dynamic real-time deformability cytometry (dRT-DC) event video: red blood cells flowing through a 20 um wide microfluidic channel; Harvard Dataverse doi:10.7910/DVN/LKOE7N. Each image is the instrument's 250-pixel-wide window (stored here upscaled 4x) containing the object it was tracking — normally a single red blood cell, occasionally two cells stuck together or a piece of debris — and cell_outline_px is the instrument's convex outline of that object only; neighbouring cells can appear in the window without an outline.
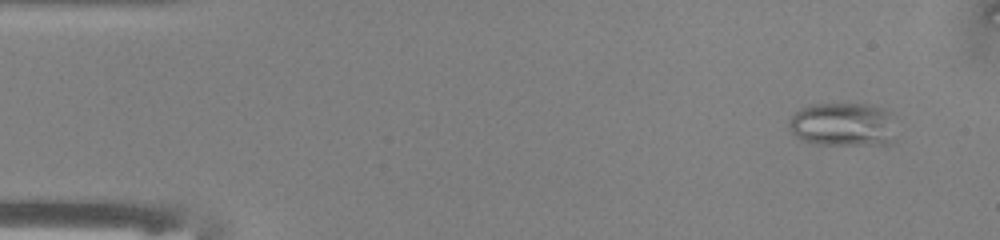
{"species": "common noctule bat (a hibernating species)", "species_latin": "Nyctalus noctula", "temperature_condition": "warm", "stored_images_in_passage": 47, "camera_frame_rate_fps": 3000, "um_per_image_px": 0.085, "animal": {"sex": "male", "body_mass_g": 13.0, "forearm_length_mm": 53.1}, "frame": {"image": 1, "passage_image": 4, "time_ms": 1.0, "image_size_px": [1000, 240], "cell_outline_px": [[896, 140], [888, 144], [816, 144], [800, 140], [792, 132], [788, 124], [788, 120], [800, 108], [808, 104], [872, 104], [884, 108], [888, 112]], "centroid_in_image_um": [71.62, 10.57], "position_along_channel_um": 13.4, "area_um2": 27.34}}
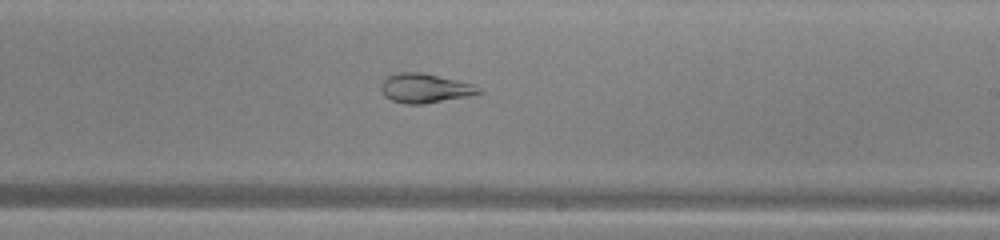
{"frame": {"image": 2, "passage_image": 30, "time_ms": 9.667, "image_size_px": [1000, 240], "cell_outline_px": [[484, 92], [468, 96], [424, 104], [404, 104], [392, 100], [384, 96], [380, 88], [380, 84], [388, 76], [396, 72], [420, 72], [456, 80], [472, 84], [480, 88]], "centroid_in_image_um": [36.09, 7.5], "position_along_channel_um": 252.9, "area_um2": 16.65}}
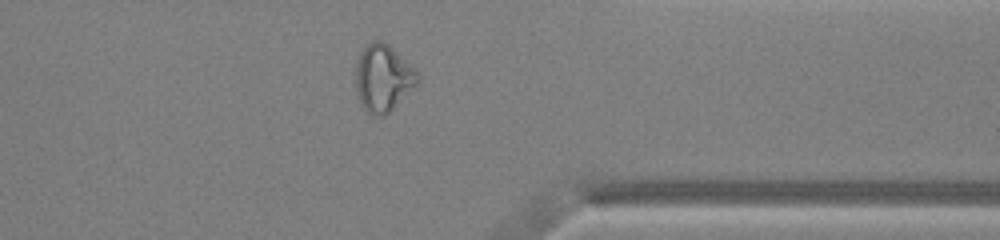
{"frame": {"image": 3, "passage_image": 40, "time_ms": 13.0, "image_size_px": [1000, 240], "cell_outline_px": [[420, 84], [416, 88], [384, 116], [376, 116], [368, 112], [364, 108], [360, 100], [356, 88], [356, 60], [364, 44], [372, 40], [380, 40], [388, 44], [416, 68], [420, 76]], "centroid_in_image_um": [32.6, 6.6], "position_along_channel_um": 378.8, "area_um2": 24.68}, "authors_computed_cell_mechanics": {"area_um2": 22.5998, "velocity_mm_per_s": 4.0582, "shape_relaxation_time_tau1_ms": null, "shape_relaxation_time_tau2_ms": 1.5619, "deformation_change_tau1": null, "deformation_change_tau2": 0.0837}}